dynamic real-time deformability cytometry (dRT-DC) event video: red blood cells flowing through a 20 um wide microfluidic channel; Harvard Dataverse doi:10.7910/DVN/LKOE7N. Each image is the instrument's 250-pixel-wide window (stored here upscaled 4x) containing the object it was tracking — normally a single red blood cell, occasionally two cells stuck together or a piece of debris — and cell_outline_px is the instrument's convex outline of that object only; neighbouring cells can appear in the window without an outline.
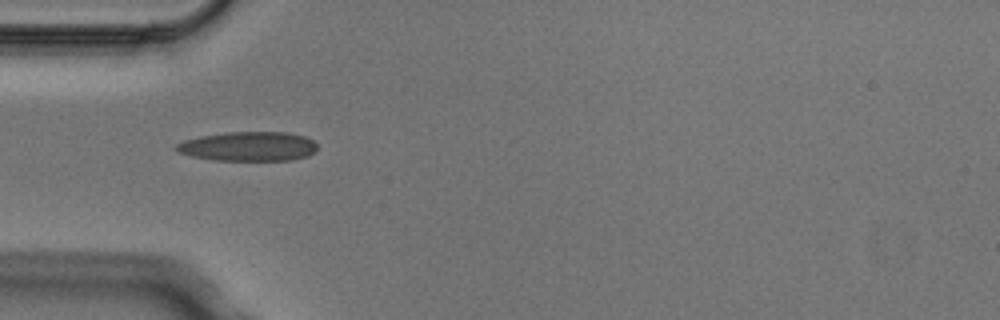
{"species": "Egyptian fruit bat (a non-hibernating species)", "species_latin": "Rousettus aegyptiacus", "temperature_condition": "cold", "stored_images_in_passage": 4, "camera_frame_rate_fps": 3000, "um_per_image_px": 0.085, "animal": {"sex": "male"}, "frame": {"image": 1, "passage_image": 1, "time_ms": 0.0, "image_size_px": [1000, 320], "cell_outline_px": [[316, 152], [308, 156], [292, 160], [212, 160], [192, 156], [176, 152], [176, 144], [184, 140], [200, 136], [228, 132], [288, 132], [304, 136], [312, 140], [316, 144]], "centroid_in_image_um": [21.12, 12.44], "position_along_channel_um": 63.9, "area_um2": 24.22}}
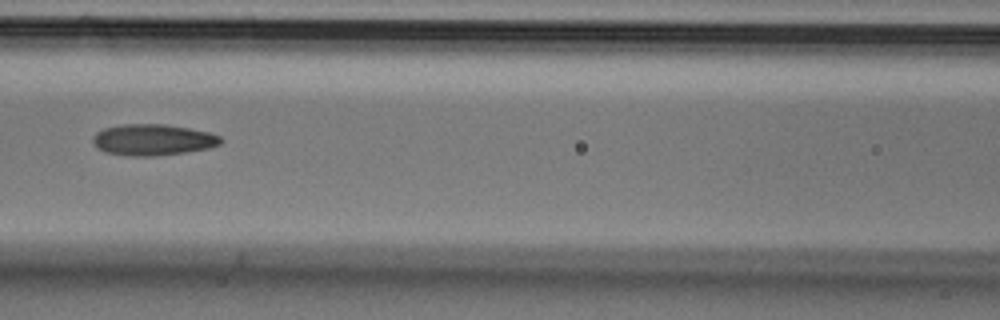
{"frame": {"image": 2, "passage_image": 3, "time_ms": 0.667, "image_size_px": [1000, 320], "cell_outline_px": [[224, 140], [220, 144], [208, 148], [184, 152], [156, 156], [128, 156], [108, 152], [100, 148], [92, 140], [92, 136], [96, 132], [104, 128], [124, 124], [164, 124], [188, 128], [208, 132], [220, 136]], "centroid_in_image_um": [13.01, 11.88], "position_along_channel_um": 153.6, "area_um2": 23.06}}
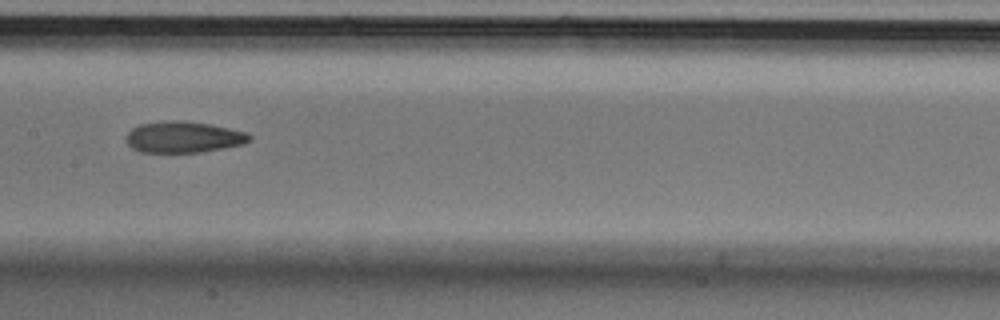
{"frame": {"image": 3, "passage_image": 4, "time_ms": 1.0, "image_size_px": [1000, 320], "cell_outline_px": [[252, 140], [244, 144], [224, 148], [200, 152], [140, 152], [132, 148], [128, 144], [128, 132], [132, 128], [140, 124], [164, 120], [184, 120], [212, 124], [248, 132], [252, 136]], "centroid_in_image_um": [15.65, 11.63], "position_along_channel_um": 191.7, "area_um2": 22.72}}